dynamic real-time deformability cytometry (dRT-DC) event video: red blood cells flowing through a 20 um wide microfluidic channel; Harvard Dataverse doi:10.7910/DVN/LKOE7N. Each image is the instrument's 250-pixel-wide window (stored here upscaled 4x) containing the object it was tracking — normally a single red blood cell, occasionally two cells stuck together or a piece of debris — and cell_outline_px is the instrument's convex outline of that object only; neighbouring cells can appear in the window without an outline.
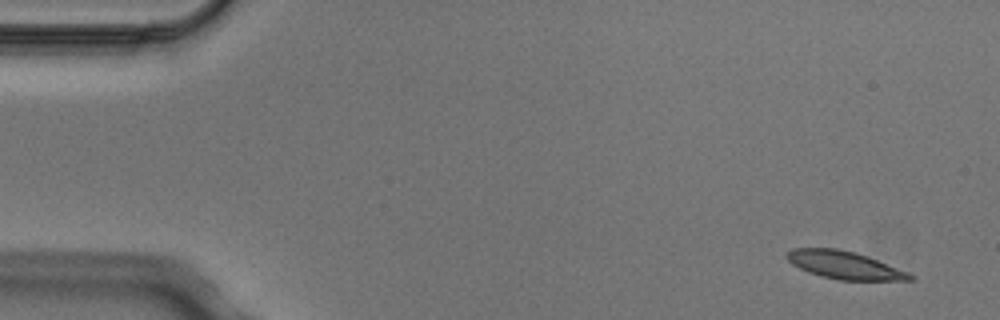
{"species": "Egyptian fruit bat (a non-hibernating species)", "species_latin": "Rousettus aegyptiacus", "temperature_condition": "cold", "stored_images_in_passage": 4, "camera_frame_rate_fps": 3000, "um_per_image_px": 0.085, "animal": {"sex": "male"}, "frame": {"image": 1, "passage_image": 1, "time_ms": 0.0, "image_size_px": [1000, 320], "cell_outline_px": [[916, 280], [840, 280], [820, 276], [808, 272], [792, 264], [784, 256], [792, 248], [836, 248], [856, 252], [868, 256], [908, 272], [916, 276]], "centroid_in_image_um": [71.79, 22.53], "position_along_channel_um": 13.2, "area_um2": 20.0}}
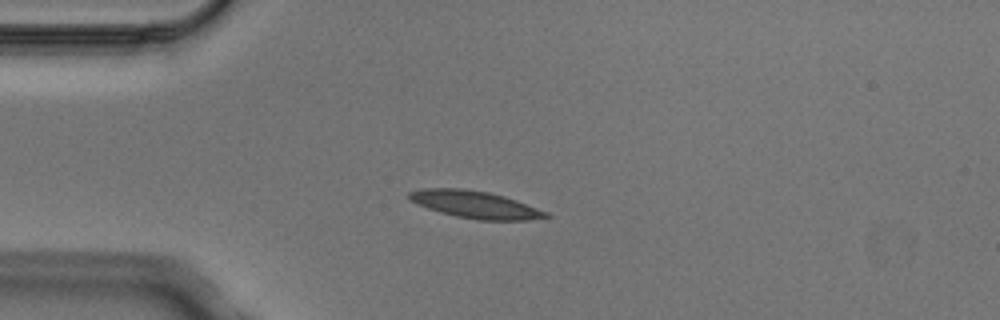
{"frame": {"image": 2, "passage_image": 4, "time_ms": 1.0, "image_size_px": [1000, 320], "cell_outline_px": [[552, 216], [528, 220], [476, 220], [456, 216], [440, 212], [416, 204], [408, 200], [408, 192], [420, 188], [464, 188], [488, 192], [504, 196], [516, 200], [548, 212]], "centroid_in_image_um": [40.35, 17.38], "position_along_channel_um": 44.6, "area_um2": 21.85}}